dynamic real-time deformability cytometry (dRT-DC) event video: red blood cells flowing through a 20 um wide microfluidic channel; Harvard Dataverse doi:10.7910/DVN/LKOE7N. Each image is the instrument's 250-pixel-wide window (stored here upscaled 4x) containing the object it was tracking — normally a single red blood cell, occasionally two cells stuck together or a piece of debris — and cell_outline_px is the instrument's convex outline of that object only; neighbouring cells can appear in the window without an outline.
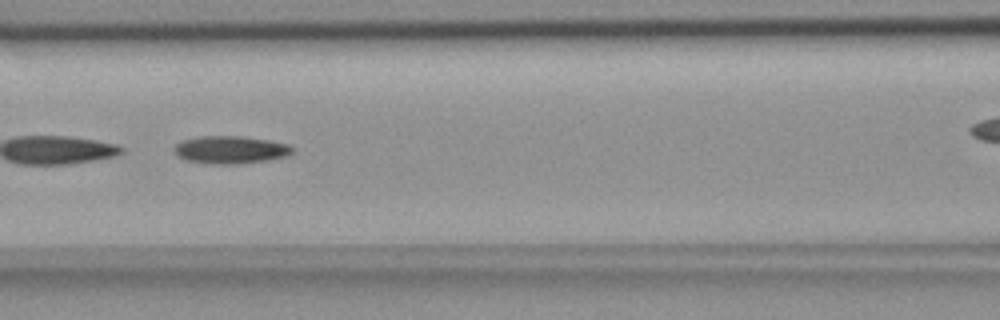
{"species": "common noctule bat (a hibernating species)", "species_latin": "Nyctalus noctula", "temperature_condition": "room temperature", "stored_images_in_passage": 41, "camera_frame_rate_fps": 3000, "um_per_image_px": 0.085, "animal": {"sex": "female", "body_mass_g": 18.4}, "frame": {"image": 1, "passage_image": 18, "time_ms": 5.667, "image_size_px": [1000, 320], "cell_outline_px": [[292, 152], [288, 156], [268, 160], [244, 164], [212, 164], [184, 160], [176, 156], [172, 148], [176, 144], [184, 140], [200, 136], [240, 136], [268, 140], [288, 144], [292, 148]], "centroid_in_image_um": [19.56, 12.74], "position_along_channel_um": 147.0, "area_um2": 19.25}}
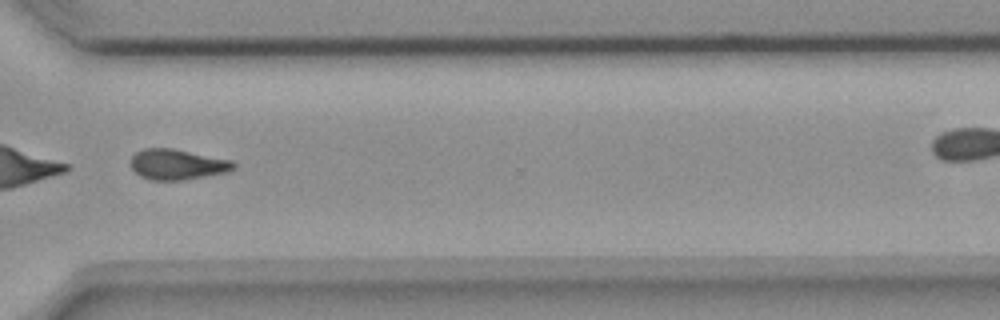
{"frame": {"image": 2, "passage_image": 35, "time_ms": 11.333, "image_size_px": [1000, 320], "cell_outline_px": [[236, 168], [228, 172], [184, 180], [152, 180], [140, 176], [132, 168], [132, 156], [136, 152], [144, 148], [172, 148], [232, 160], [236, 164]], "centroid_in_image_um": [15.11, 13.98], "position_along_channel_um": 355.5, "area_um2": 18.26}}